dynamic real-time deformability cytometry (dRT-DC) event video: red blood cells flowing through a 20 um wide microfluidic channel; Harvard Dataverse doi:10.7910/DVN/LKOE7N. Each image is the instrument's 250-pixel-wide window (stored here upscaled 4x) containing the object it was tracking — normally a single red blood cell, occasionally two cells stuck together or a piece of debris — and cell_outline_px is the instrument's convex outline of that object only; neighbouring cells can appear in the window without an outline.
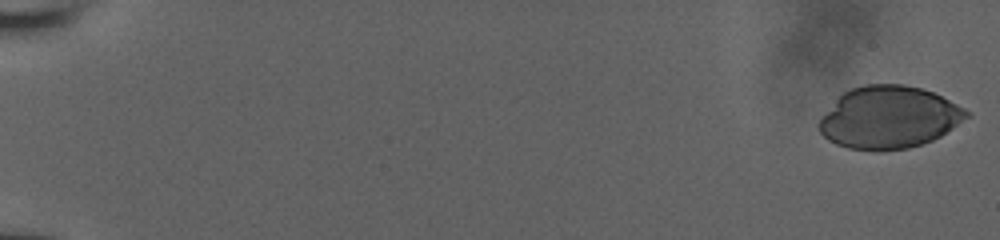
{"species": "human", "species_latin": "Homo sapiens", "temperature_condition": "room temperature", "stored_images_in_passage": 65, "camera_frame_rate_fps": 3000, "um_per_image_px": 0.085, "donor": {"sex": "male"}, "frame": {"image": 1, "passage_image": 1, "time_ms": 0.0, "image_size_px": [1000, 240], "cell_outline_px": [[972, 116], [940, 136], [932, 140], [908, 148], [880, 152], [876, 152], [848, 148], [836, 144], [828, 140], [816, 128], [816, 124], [820, 116], [844, 92], [852, 88], [864, 84], [904, 84], [920, 88], [932, 92], [972, 112]], "centroid_in_image_um": [75.54, 10.0], "position_along_channel_um": 9.5, "area_um2": 53.99}}